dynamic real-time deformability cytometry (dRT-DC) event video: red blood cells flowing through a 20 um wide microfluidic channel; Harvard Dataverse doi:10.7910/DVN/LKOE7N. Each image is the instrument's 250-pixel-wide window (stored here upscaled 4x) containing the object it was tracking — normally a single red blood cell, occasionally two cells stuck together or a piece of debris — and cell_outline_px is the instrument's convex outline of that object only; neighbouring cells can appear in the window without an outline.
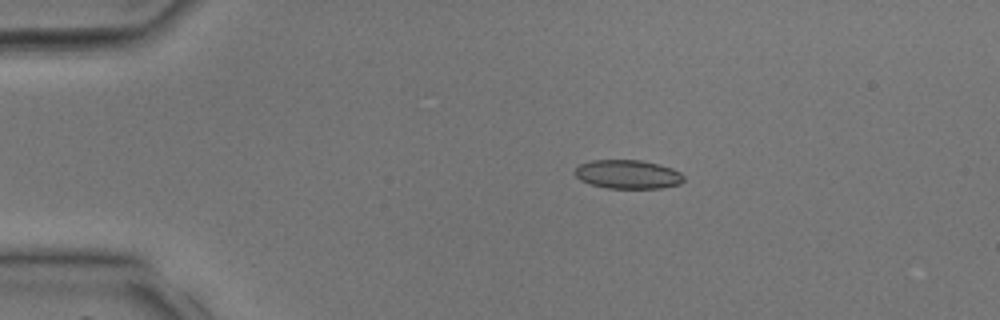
{"species": "common noctule bat (a hibernating species)", "species_latin": "Nyctalus noctula", "temperature_condition": "room temperature", "stored_images_in_passage": 12, "camera_frame_rate_fps": 3000, "um_per_image_px": 0.085, "animal": {"sex": "male", "body_mass_g": 17.9, "forearm_length_mm": 54.2}, "frame": {"image": 1, "passage_image": 7, "time_ms": 2.0, "image_size_px": [1000, 320], "cell_outline_px": [[684, 180], [680, 184], [660, 188], [608, 188], [588, 184], [580, 180], [572, 172], [580, 164], [592, 160], [640, 160], [672, 168], [680, 172], [684, 176]], "centroid_in_image_um": [53.33, 14.82], "position_along_channel_um": 31.7, "area_um2": 18.32}}